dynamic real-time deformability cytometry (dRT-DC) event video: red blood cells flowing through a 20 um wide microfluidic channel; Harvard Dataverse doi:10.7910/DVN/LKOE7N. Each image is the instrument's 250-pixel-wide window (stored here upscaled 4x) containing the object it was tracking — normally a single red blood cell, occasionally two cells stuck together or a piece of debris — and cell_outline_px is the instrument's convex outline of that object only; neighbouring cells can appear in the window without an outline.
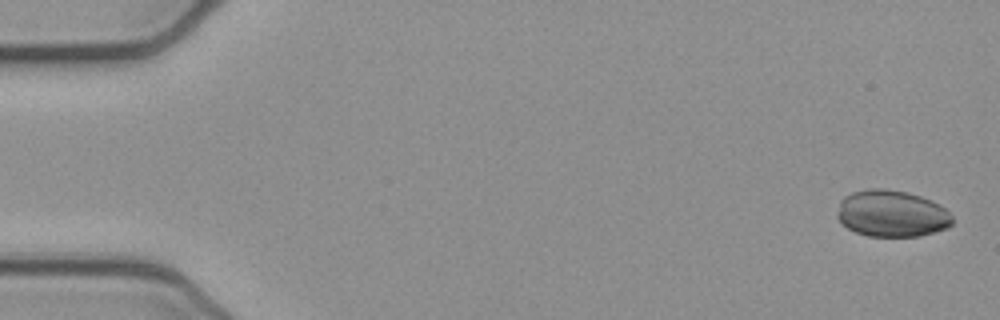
{"species": "common noctule bat (a hibernating species)", "species_latin": "Nyctalus noctula", "temperature_condition": "cold", "stored_images_in_passage": 53, "camera_frame_rate_fps": 3000, "um_per_image_px": 0.085, "animal": {"sex": "female", "body_mass_g": 21.9}, "frame": {"image": 1, "passage_image": 2, "time_ms": 0.333, "image_size_px": [1000, 320], "cell_outline_px": [[952, 224], [948, 228], [920, 236], [868, 236], [856, 232], [840, 224], [836, 216], [836, 212], [840, 200], [844, 196], [852, 192], [868, 188], [884, 188], [908, 192], [920, 196], [940, 204], [952, 216]], "centroid_in_image_um": [75.76, 18.15], "position_along_channel_um": 9.2, "area_um2": 31.67}}
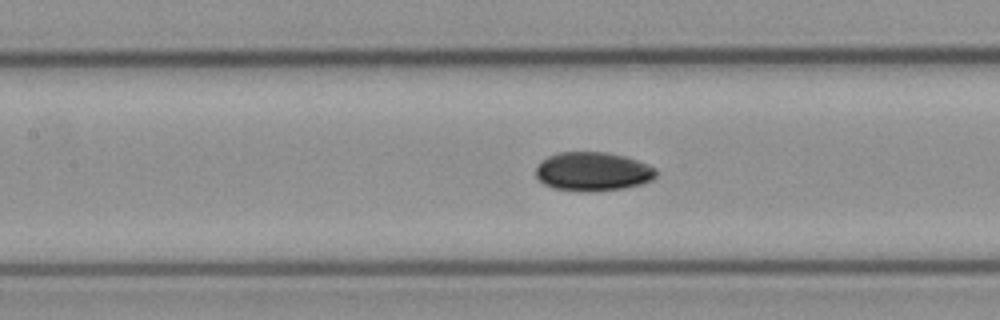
{"frame": {"image": 2, "passage_image": 24, "time_ms": 7.667, "image_size_px": [1000, 320], "cell_outline_px": [[656, 176], [652, 180], [640, 184], [624, 188], [592, 192], [584, 192], [552, 188], [544, 184], [536, 176], [536, 168], [548, 156], [556, 152], [608, 152], [628, 156], [648, 164], [656, 168]], "centroid_in_image_um": [50.41, 14.58], "position_along_channel_um": 157.0, "area_um2": 27.51}}
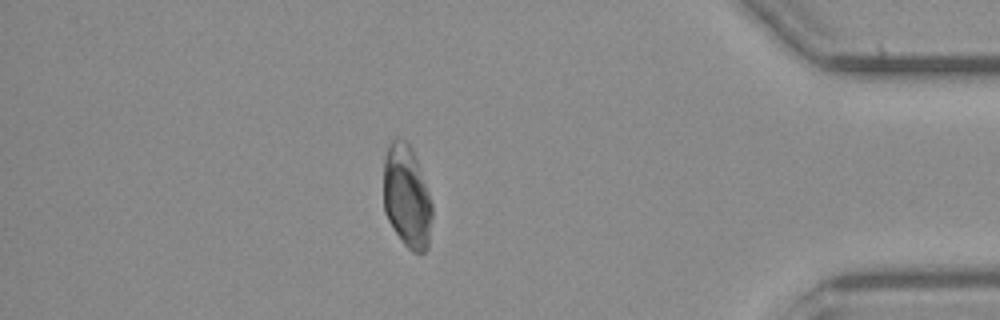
{"frame": {"image": 3, "passage_image": 46, "time_ms": 15.0, "image_size_px": [1000, 320], "cell_outline_px": [[432, 216], [428, 248], [424, 252], [412, 252], [404, 244], [388, 220], [384, 212], [384, 156], [388, 144], [396, 136], [400, 136], [412, 148], [428, 192], [432, 204]], "centroid_in_image_um": [34.56, 16.69], "position_along_channel_um": 400.6, "area_um2": 29.13}}